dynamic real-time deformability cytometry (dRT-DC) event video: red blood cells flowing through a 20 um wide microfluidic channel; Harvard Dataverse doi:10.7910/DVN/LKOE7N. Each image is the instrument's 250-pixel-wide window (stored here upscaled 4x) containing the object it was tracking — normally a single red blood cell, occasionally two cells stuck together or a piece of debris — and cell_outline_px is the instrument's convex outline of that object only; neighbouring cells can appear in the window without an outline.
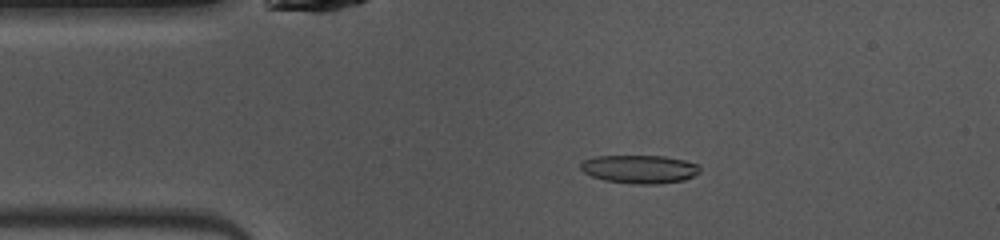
{"species": "common noctule bat (a hibernating species)", "species_latin": "Nyctalus noctula", "temperature_condition": "warm", "stored_images_in_passage": 47, "camera_frame_rate_fps": 3000, "um_per_image_px": 0.085, "animal": {"sex": "female", "body_mass_g": 10.0, "forearm_length_mm": 53.1}, "frame": {"image": 1, "passage_image": 8, "time_ms": 2.333, "image_size_px": [1000, 240], "cell_outline_px": [[700, 172], [684, 180], [656, 184], [632, 184], [604, 180], [592, 176], [584, 172], [580, 168], [580, 164], [584, 160], [596, 156], [664, 156], [684, 160], [696, 164], [700, 168]], "centroid_in_image_um": [54.35, 14.38], "position_along_channel_um": 30.6, "area_um2": 19.59}}
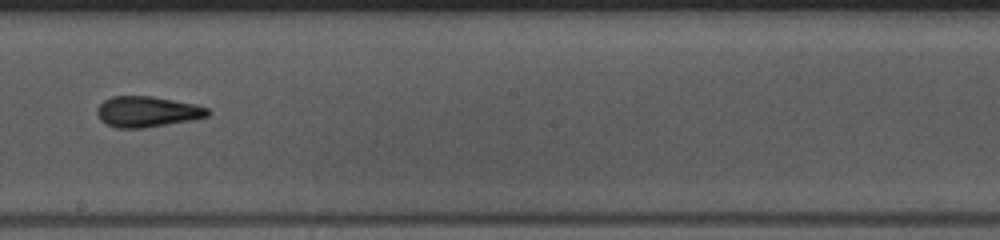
{"frame": {"image": 2, "passage_image": 25, "time_ms": 8.0, "image_size_px": [1000, 240], "cell_outline_px": [[212, 112], [208, 116], [192, 120], [144, 128], [116, 128], [100, 120], [96, 112], [96, 108], [104, 100], [112, 96], [152, 96], [196, 104], [208, 108]], "centroid_in_image_um": [12.52, 9.49], "position_along_channel_um": 235.7, "area_um2": 19.94}}
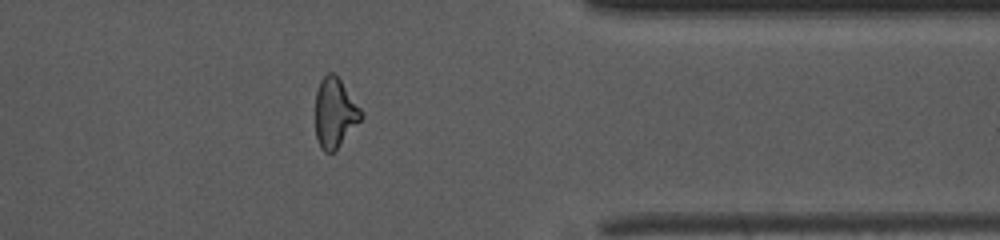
{"frame": {"image": 3, "passage_image": 37, "time_ms": 12.0, "image_size_px": [1000, 240], "cell_outline_px": [[364, 116], [336, 148], [332, 152], [324, 152], [320, 148], [316, 136], [316, 92], [320, 80], [328, 72], [332, 72], [340, 80], [364, 112]], "centroid_in_image_um": [28.46, 9.58], "position_along_channel_um": 382.9, "area_um2": 18.26}, "authors_computed_cell_mechanics": {"area_um2": 19.5942, "velocity_mm_per_s": 4.0882, "shape_relaxation_time_tau1_ms": 6.3406, "shape_relaxation_time_tau2_ms": 2.0154, "deformation_change_tau1": 0.2027, "deformation_change_tau2": 0.1179}}